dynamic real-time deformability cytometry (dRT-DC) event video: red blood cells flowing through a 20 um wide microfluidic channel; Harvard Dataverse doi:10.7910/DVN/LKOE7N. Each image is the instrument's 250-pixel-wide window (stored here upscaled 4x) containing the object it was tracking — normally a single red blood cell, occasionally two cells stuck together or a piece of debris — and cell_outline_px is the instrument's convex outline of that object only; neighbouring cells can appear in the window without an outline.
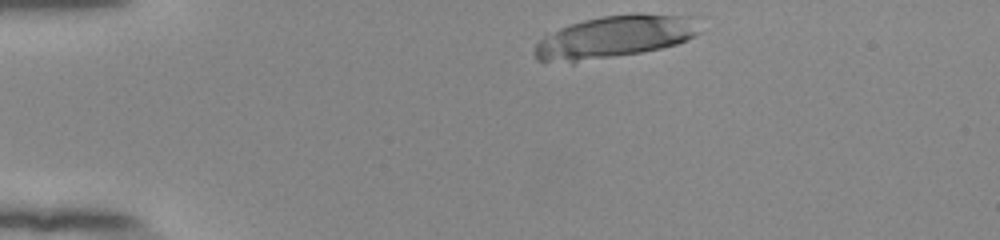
{"species": "human", "species_latin": "Homo sapiens", "temperature_condition": "room temperature", "stored_images_in_passage": 26, "camera_frame_rate_fps": 3000, "um_per_image_px": 0.085, "donor": {"sex": "female"}, "frame": {"image": 1, "passage_image": 1, "time_ms": 0.0, "image_size_px": [1000, 240], "cell_outline_px": [[700, 32], [676, 44], [660, 48], [640, 52], [572, 64], [536, 60], [532, 52], [536, 44], [544, 32], [584, 20], [600, 16], [636, 12], [640, 12], [700, 16]], "centroid_in_image_um": [52.22, 3.11], "position_along_channel_um": 32.8, "area_um2": 42.14}}